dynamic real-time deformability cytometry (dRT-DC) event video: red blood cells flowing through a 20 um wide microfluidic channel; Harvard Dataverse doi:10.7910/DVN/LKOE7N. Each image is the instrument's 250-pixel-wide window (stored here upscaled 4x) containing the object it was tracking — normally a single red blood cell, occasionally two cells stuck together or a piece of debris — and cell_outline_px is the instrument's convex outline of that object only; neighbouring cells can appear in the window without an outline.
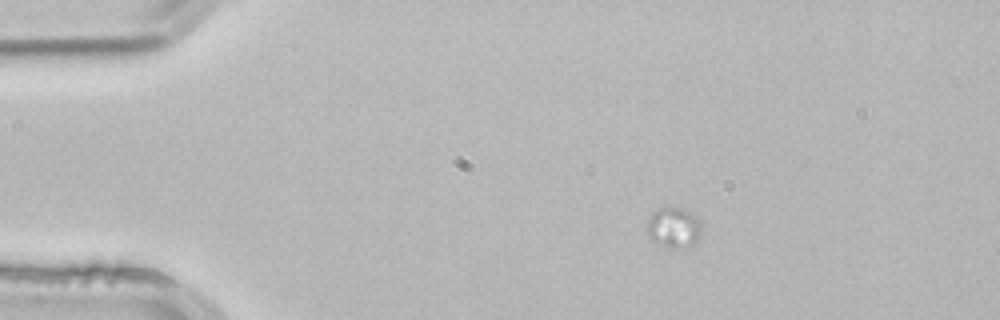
{"species": "common noctule bat (a hibernating species)", "species_latin": "Nyctalus noctula", "temperature_condition": "room temperature", "stored_images_in_passage": 2, "camera_frame_rate_fps": 3000, "um_per_image_px": 0.085, "animal": {"sex": "male", "body_mass_g": 21.5, "forearm_length_mm": 52.0}, "frame": {"image": 1, "passage_image": 1, "time_ms": 0.0, "image_size_px": [1000, 320], "cell_outline_px": [[700, 236], [692, 244], [664, 244], [652, 240], [648, 236], [648, 220], [652, 212], [660, 208], [684, 208], [692, 212], [700, 220]], "centroid_in_image_um": [57.27, 19.24], "position_along_channel_um": 27.7, "area_um2": 12.02}}